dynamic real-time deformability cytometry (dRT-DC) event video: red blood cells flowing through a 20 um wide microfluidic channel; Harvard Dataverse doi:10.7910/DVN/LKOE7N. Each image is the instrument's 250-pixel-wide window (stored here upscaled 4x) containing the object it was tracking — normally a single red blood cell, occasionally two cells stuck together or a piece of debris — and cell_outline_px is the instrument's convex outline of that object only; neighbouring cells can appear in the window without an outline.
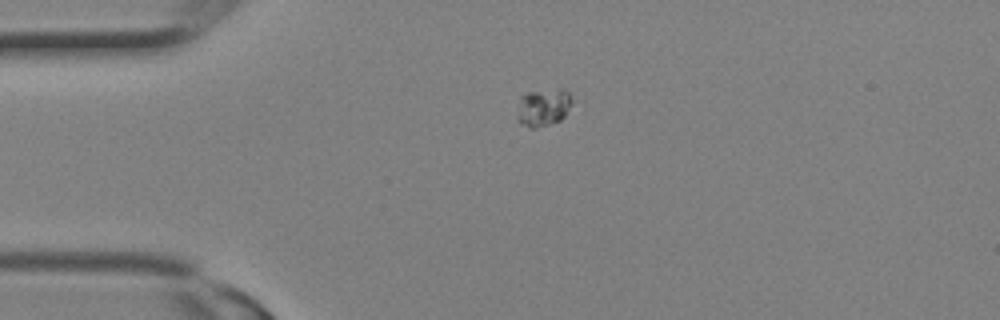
{"species": "Egyptian fruit bat (a non-hibernating species)", "species_latin": "Rousettus aegyptiacus", "temperature_condition": "room temperature", "stored_images_in_passage": 22, "camera_frame_rate_fps": 3000, "um_per_image_px": 0.085, "animal": {"sex": "female"}, "frame": {"image": 1, "passage_image": 1, "time_ms": 0.0, "image_size_px": [1000, 320], "cell_outline_px": [[572, 100], [564, 116], [560, 120], [536, 128], [532, 128], [520, 124], [516, 120], [516, 116], [520, 96], [528, 92], [564, 88], [572, 96]], "centroid_in_image_um": [46.14, 9.12], "position_along_channel_um": 38.9, "area_um2": 12.08}}
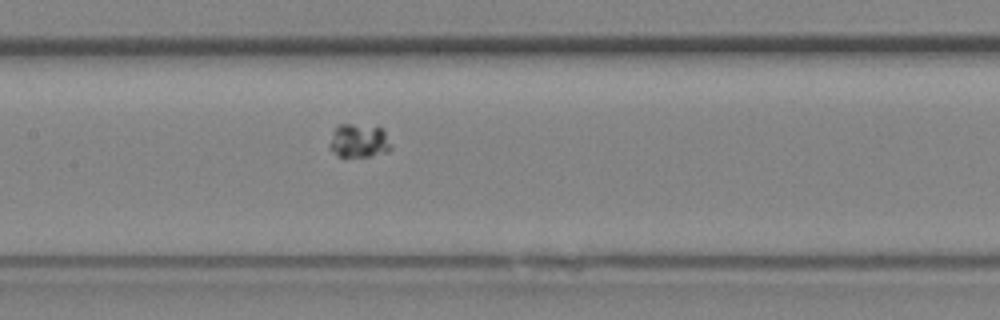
{"frame": {"image": 2, "passage_image": 8, "time_ms": 2.333, "image_size_px": [1000, 320], "cell_outline_px": [[392, 148], [388, 152], [372, 156], [340, 156], [328, 148], [328, 144], [332, 132], [340, 124], [352, 124], [384, 128], [392, 144]], "centroid_in_image_um": [30.54, 11.97], "position_along_channel_um": 176.9, "area_um2": 12.25}}
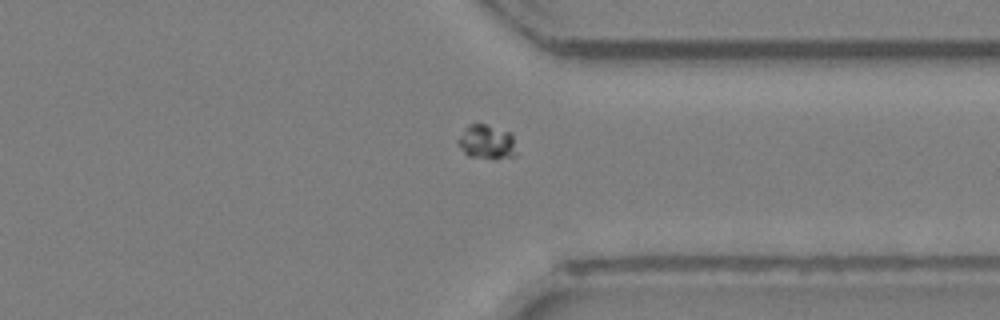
{"frame": {"image": 3, "passage_image": 16, "time_ms": 5.0, "image_size_px": [1000, 320], "cell_outline_px": [[516, 156], [496, 160], [468, 156], [456, 144], [456, 140], [464, 128], [468, 124], [484, 124], [512, 132], [516, 152]], "centroid_in_image_um": [41.36, 12.09], "position_along_channel_um": 370.0, "area_um2": 12.08}}